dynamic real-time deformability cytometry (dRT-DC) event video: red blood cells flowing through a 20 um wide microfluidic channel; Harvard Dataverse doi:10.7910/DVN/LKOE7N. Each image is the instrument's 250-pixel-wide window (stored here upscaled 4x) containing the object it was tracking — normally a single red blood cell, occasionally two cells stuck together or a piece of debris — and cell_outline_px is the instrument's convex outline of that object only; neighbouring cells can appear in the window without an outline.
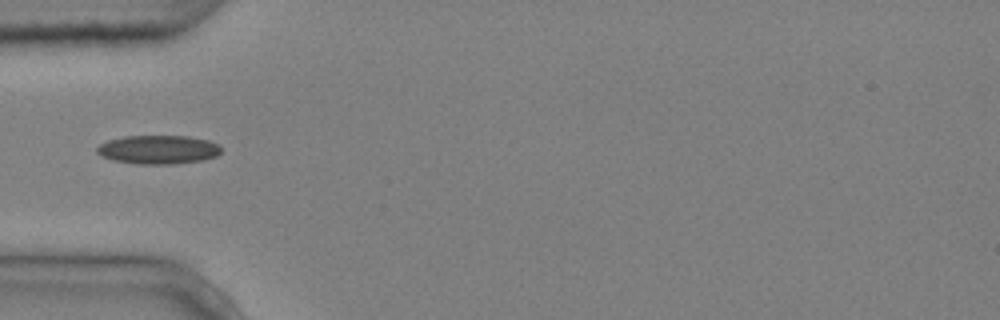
{"species": "common noctule bat (a hibernating species)", "species_latin": "Nyctalus noctula", "temperature_condition": "cold", "stored_images_in_passage": 1, "camera_frame_rate_fps": 3000, "um_per_image_px": 0.085, "animal": {"sex": "male", "body_mass_g": 20.4}, "frame": {"image": 1, "passage_image": 1, "time_ms": 0.0, "image_size_px": [1000, 320], "cell_outline_px": [[220, 152], [216, 156], [204, 160], [176, 164], [136, 164], [112, 160], [96, 152], [96, 148], [100, 144], [108, 140], [124, 136], [188, 136], [208, 140], [220, 144]], "centroid_in_image_um": [13.47, 12.72], "position_along_channel_um": 71.5, "area_um2": 20.92}}